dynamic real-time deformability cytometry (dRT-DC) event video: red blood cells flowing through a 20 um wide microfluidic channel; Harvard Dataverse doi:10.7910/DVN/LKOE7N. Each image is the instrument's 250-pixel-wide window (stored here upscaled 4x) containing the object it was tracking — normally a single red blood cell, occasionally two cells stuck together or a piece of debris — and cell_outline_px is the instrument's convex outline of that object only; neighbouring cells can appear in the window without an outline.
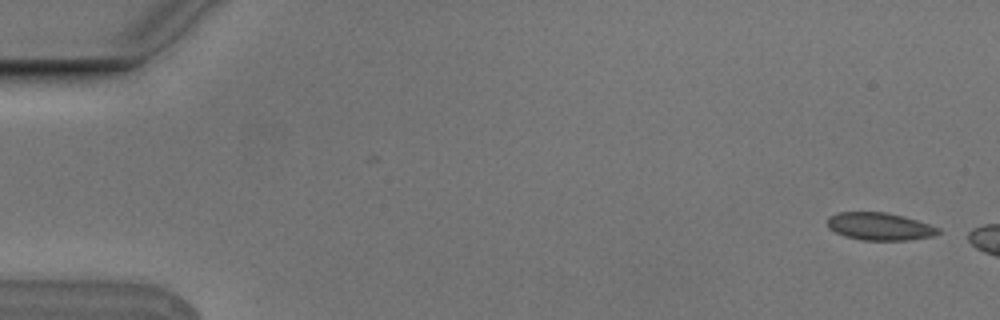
{"species": "Egyptian fruit bat (a non-hibernating species)", "species_latin": "Rousettus aegyptiacus", "temperature_condition": "cold", "stored_images_in_passage": 4, "camera_frame_rate_fps": 3000, "um_per_image_px": 0.085, "animal": {"sex": "male"}, "frame": {"image": 1, "passage_image": 1, "time_ms": 0.0, "image_size_px": [1000, 320], "cell_outline_px": [[940, 232], [932, 236], [908, 240], [860, 240], [844, 236], [828, 228], [828, 216], [836, 212], [884, 212], [904, 216], [940, 228]], "centroid_in_image_um": [74.74, 19.24], "position_along_channel_um": 10.3, "area_um2": 17.8}}